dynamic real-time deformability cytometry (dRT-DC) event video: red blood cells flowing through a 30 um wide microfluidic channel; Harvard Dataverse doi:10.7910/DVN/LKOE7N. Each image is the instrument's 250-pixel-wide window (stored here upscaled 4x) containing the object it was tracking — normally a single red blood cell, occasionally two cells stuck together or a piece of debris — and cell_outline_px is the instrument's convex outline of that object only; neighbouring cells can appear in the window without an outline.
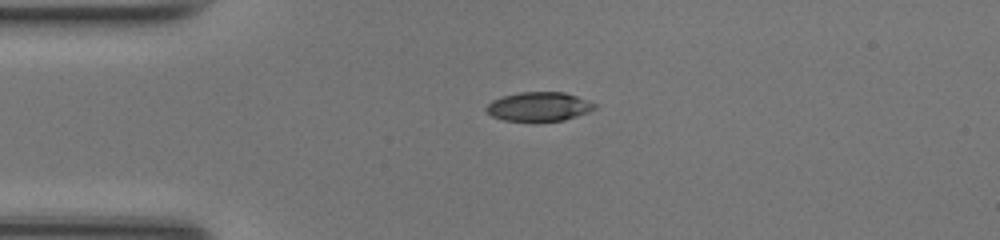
{"species": "common noctule bat (a hibernating species)", "species_latin": "Nyctalus noctula", "temperature_condition": "room temperature", "stored_images_in_passage": 38, "camera_frame_rate_fps": 3000, "um_per_image_px": 0.085, "animal": {"sex": "female", "body_mass_g": 17.0, "forearm_length_mm": 48.0}, "frame": {"image": 1, "passage_image": 1, "time_ms": 0.0, "image_size_px": [1000, 240], "cell_outline_px": [[596, 108], [588, 112], [564, 120], [504, 120], [492, 116], [484, 108], [492, 100], [504, 96], [520, 92], [564, 92], [576, 96], [596, 104]], "centroid_in_image_um": [45.8, 9.05], "position_along_channel_um": 39.2, "area_um2": 17.98}}
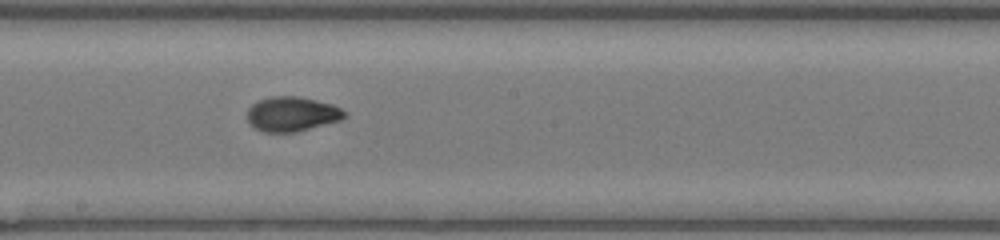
{"frame": {"image": 2, "passage_image": 16, "time_ms": 5.0, "image_size_px": [1000, 240], "cell_outline_px": [[348, 116], [340, 120], [296, 132], [264, 132], [256, 128], [248, 120], [248, 108], [252, 104], [260, 100], [272, 96], [296, 96], [316, 100], [332, 104], [340, 108]], "centroid_in_image_um": [24.82, 9.69], "position_along_channel_um": 223.4, "area_um2": 19.42}}
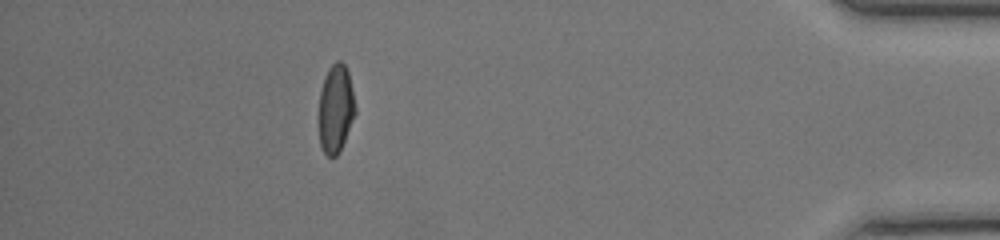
{"frame": {"image": 3, "passage_image": 33, "time_ms": 10.667, "image_size_px": [1000, 240], "cell_outline_px": [[356, 112], [340, 152], [336, 156], [328, 156], [324, 152], [320, 144], [320, 92], [324, 76], [328, 68], [336, 60], [340, 60], [344, 64], [348, 72], [356, 108]], "centroid_in_image_um": [28.55, 9.22], "position_along_channel_um": 406.7, "area_um2": 18.55}, "authors_computed_cell_mechanics": {"area_um2": 19.2763, "velocity_mm_per_s": 4.2362, "shape_relaxation_time_tau1_ms": 3.158, "shape_relaxation_time_tau2_ms": 1.1891, "deformation_change_tau1": 0.1665, "deformation_change_tau2": 0.052}}